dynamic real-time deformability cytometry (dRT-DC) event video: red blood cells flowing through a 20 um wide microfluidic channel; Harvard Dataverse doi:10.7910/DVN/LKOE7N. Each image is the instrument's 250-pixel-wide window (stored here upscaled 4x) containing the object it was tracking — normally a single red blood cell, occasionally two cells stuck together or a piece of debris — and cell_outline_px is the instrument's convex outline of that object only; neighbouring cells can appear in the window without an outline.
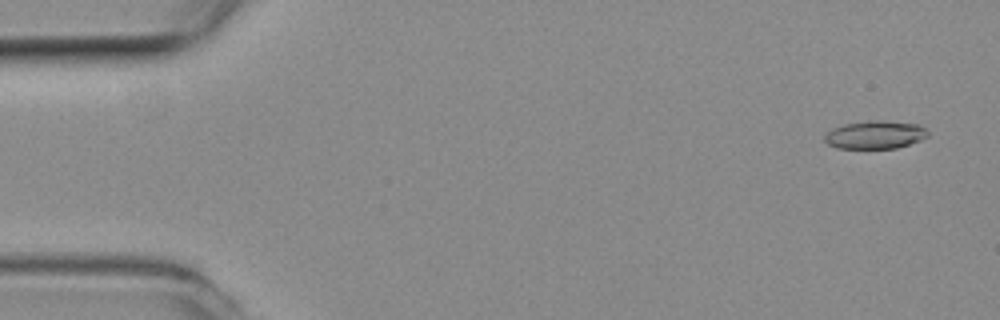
{"species": "common noctule bat (a hibernating species)", "species_latin": "Nyctalus noctula", "temperature_condition": "room temperature", "stored_images_in_passage": 55, "camera_frame_rate_fps": 3000, "um_per_image_px": 0.085, "animal": {"sex": "female", "body_mass_g": 19.3, "forearm_length_mm": 54.1}, "frame": {"image": 1, "passage_image": 3, "time_ms": 0.667, "image_size_px": [1000, 320], "cell_outline_px": [[928, 136], [920, 140], [896, 148], [836, 148], [828, 144], [824, 140], [824, 136], [832, 128], [844, 124], [868, 120], [880, 120], [916, 124], [924, 128], [928, 132]], "centroid_in_image_um": [74.35, 11.45], "position_along_channel_um": 10.6, "area_um2": 16.76}}
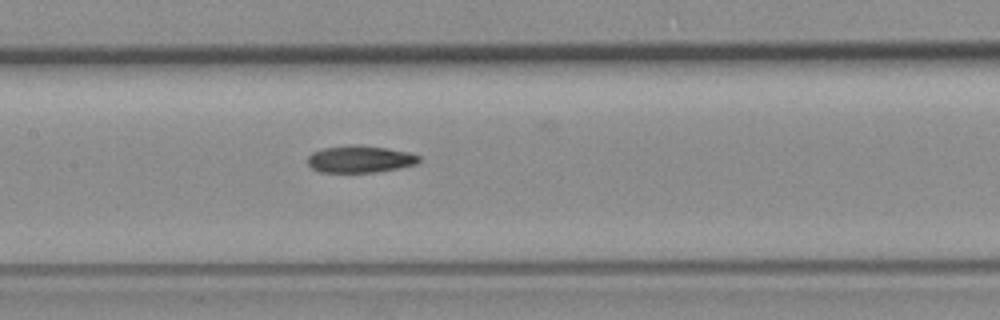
{"frame": {"image": 2, "passage_image": 26, "time_ms": 8.333, "image_size_px": [1000, 320], "cell_outline_px": [[420, 160], [416, 164], [400, 168], [376, 172], [320, 172], [312, 168], [308, 164], [308, 156], [312, 152], [324, 148], [356, 144], [384, 148], [408, 152], [420, 156]], "centroid_in_image_um": [30.6, 13.53], "position_along_channel_um": 176.8, "area_um2": 17.46}}
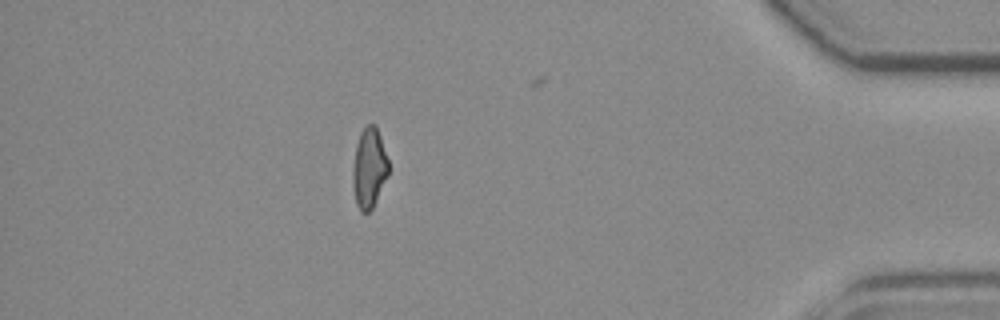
{"frame": {"image": 3, "passage_image": 48, "time_ms": 15.667, "image_size_px": [1000, 320], "cell_outline_px": [[388, 176], [372, 208], [368, 212], [360, 212], [356, 204], [352, 184], [352, 168], [356, 144], [360, 132], [368, 124], [376, 124], [388, 160]], "centroid_in_image_um": [31.36, 14.28], "position_along_channel_um": 403.8, "area_um2": 16.76}, "authors_computed_cell_mechanics": {"area_um2": 17.5134, "velocity_mm_per_s": 3.7934, "shape_relaxation_time_tau1_ms": null, "shape_relaxation_time_tau2_ms": 7.4092, "deformation_change_tau1": null, "deformation_change_tau2": 0.1702}}